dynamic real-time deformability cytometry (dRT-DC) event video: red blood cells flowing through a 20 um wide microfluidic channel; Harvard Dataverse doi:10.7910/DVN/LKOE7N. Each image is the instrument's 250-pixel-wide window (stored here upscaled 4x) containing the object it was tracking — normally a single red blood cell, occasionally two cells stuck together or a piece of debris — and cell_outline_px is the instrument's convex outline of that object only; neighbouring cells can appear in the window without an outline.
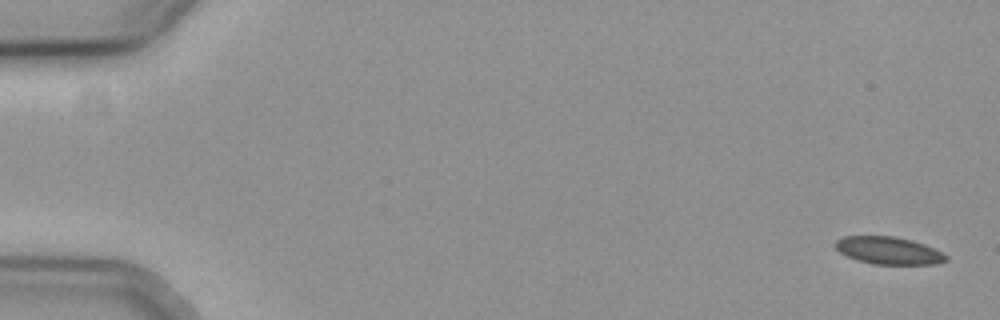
{"species": "common noctule bat (a hibernating species)", "species_latin": "Nyctalus noctula", "temperature_condition": "cold", "stored_images_in_passage": 57, "camera_frame_rate_fps": 3000, "um_per_image_px": 0.085, "animal": {"sex": "female", "body_mass_g": 19.3, "forearm_length_mm": 54.1}, "frame": {"image": 1, "passage_image": 1, "time_ms": 0.0, "image_size_px": [1000, 320], "cell_outline_px": [[948, 260], [936, 264], [872, 264], [848, 256], [840, 252], [832, 244], [836, 240], [844, 236], [896, 236], [912, 240], [924, 244], [948, 256]], "centroid_in_image_um": [75.52, 21.29], "position_along_channel_um": 9.5, "area_um2": 17.63}}
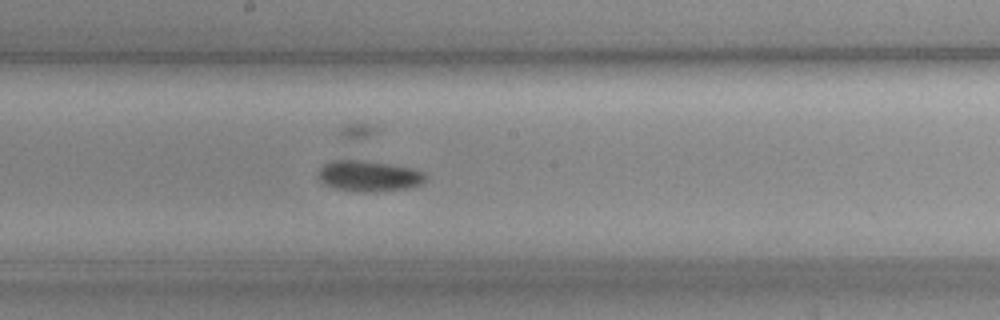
{"frame": {"image": 2, "passage_image": 31, "time_ms": 10.0, "image_size_px": [1000, 320], "cell_outline_px": [[428, 180], [420, 184], [408, 188], [364, 192], [360, 192], [336, 188], [324, 184], [320, 180], [320, 168], [324, 164], [332, 160], [364, 160], [412, 168], [424, 172], [428, 176]], "centroid_in_image_um": [31.39, 14.95], "position_along_channel_um": 216.8, "area_um2": 19.13}}
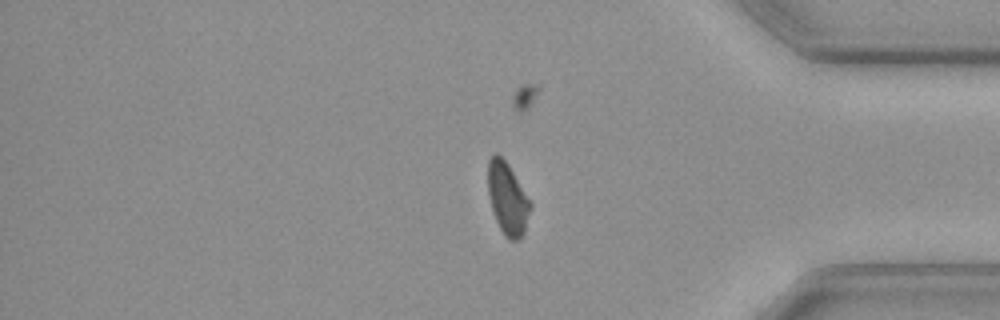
{"frame": {"image": 3, "passage_image": 47, "time_ms": 15.333, "image_size_px": [1000, 320], "cell_outline_px": [[532, 208], [524, 232], [520, 240], [508, 240], [504, 236], [496, 220], [492, 208], [488, 192], [488, 160], [496, 152], [508, 164], [532, 204]], "centroid_in_image_um": [43.15, 16.91], "position_along_channel_um": 392.0, "area_um2": 17.74}, "authors_computed_cell_mechanics": {"area_um2": 18.785, "velocity_mm_per_s": 3.7033, "shape_relaxation_time_tau1_ms": 4.9013, "shape_relaxation_time_tau2_ms": 7.4895, "deformation_change_tau1": 0.0784, "deformation_change_tau2": 0.1239}}